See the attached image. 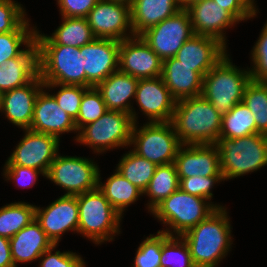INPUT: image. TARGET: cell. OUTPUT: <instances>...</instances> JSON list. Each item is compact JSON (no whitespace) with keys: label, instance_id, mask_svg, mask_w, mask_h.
Here are the masks:
<instances>
[{"label":"cell","instance_id":"45","mask_svg":"<svg viewBox=\"0 0 267 267\" xmlns=\"http://www.w3.org/2000/svg\"><path fill=\"white\" fill-rule=\"evenodd\" d=\"M227 10L238 22L257 16V10L248 0H213Z\"/></svg>","mask_w":267,"mask_h":267},{"label":"cell","instance_id":"32","mask_svg":"<svg viewBox=\"0 0 267 267\" xmlns=\"http://www.w3.org/2000/svg\"><path fill=\"white\" fill-rule=\"evenodd\" d=\"M33 204L14 202L0 208V236L10 239L35 219Z\"/></svg>","mask_w":267,"mask_h":267},{"label":"cell","instance_id":"46","mask_svg":"<svg viewBox=\"0 0 267 267\" xmlns=\"http://www.w3.org/2000/svg\"><path fill=\"white\" fill-rule=\"evenodd\" d=\"M99 0H57L62 17L86 18Z\"/></svg>","mask_w":267,"mask_h":267},{"label":"cell","instance_id":"40","mask_svg":"<svg viewBox=\"0 0 267 267\" xmlns=\"http://www.w3.org/2000/svg\"><path fill=\"white\" fill-rule=\"evenodd\" d=\"M253 67L249 69L251 79L257 82H267V21L260 36L251 50Z\"/></svg>","mask_w":267,"mask_h":267},{"label":"cell","instance_id":"44","mask_svg":"<svg viewBox=\"0 0 267 267\" xmlns=\"http://www.w3.org/2000/svg\"><path fill=\"white\" fill-rule=\"evenodd\" d=\"M3 175L6 180H13L17 182V186L31 187L36 184L38 175L41 173L42 176L46 177L42 171L38 169L22 167V166H4Z\"/></svg>","mask_w":267,"mask_h":267},{"label":"cell","instance_id":"20","mask_svg":"<svg viewBox=\"0 0 267 267\" xmlns=\"http://www.w3.org/2000/svg\"><path fill=\"white\" fill-rule=\"evenodd\" d=\"M196 35L218 40L226 47L225 29L239 23L227 10L213 0L194 3L186 9Z\"/></svg>","mask_w":267,"mask_h":267},{"label":"cell","instance_id":"24","mask_svg":"<svg viewBox=\"0 0 267 267\" xmlns=\"http://www.w3.org/2000/svg\"><path fill=\"white\" fill-rule=\"evenodd\" d=\"M39 74L38 48L35 40L18 56L0 65V91L21 87Z\"/></svg>","mask_w":267,"mask_h":267},{"label":"cell","instance_id":"49","mask_svg":"<svg viewBox=\"0 0 267 267\" xmlns=\"http://www.w3.org/2000/svg\"><path fill=\"white\" fill-rule=\"evenodd\" d=\"M255 8H257L256 7V4H255V2H254V0H248Z\"/></svg>","mask_w":267,"mask_h":267},{"label":"cell","instance_id":"23","mask_svg":"<svg viewBox=\"0 0 267 267\" xmlns=\"http://www.w3.org/2000/svg\"><path fill=\"white\" fill-rule=\"evenodd\" d=\"M138 81L139 79L118 70L95 87L100 92L108 110L131 114L135 124L138 123V116L132 108L133 105L131 106L130 99H135Z\"/></svg>","mask_w":267,"mask_h":267},{"label":"cell","instance_id":"12","mask_svg":"<svg viewBox=\"0 0 267 267\" xmlns=\"http://www.w3.org/2000/svg\"><path fill=\"white\" fill-rule=\"evenodd\" d=\"M194 34L188 11L181 9L139 36L162 60H165L175 57L177 51Z\"/></svg>","mask_w":267,"mask_h":267},{"label":"cell","instance_id":"1","mask_svg":"<svg viewBox=\"0 0 267 267\" xmlns=\"http://www.w3.org/2000/svg\"><path fill=\"white\" fill-rule=\"evenodd\" d=\"M226 208H217L198 225L185 232V240L196 267H217L231 249L230 218Z\"/></svg>","mask_w":267,"mask_h":267},{"label":"cell","instance_id":"15","mask_svg":"<svg viewBox=\"0 0 267 267\" xmlns=\"http://www.w3.org/2000/svg\"><path fill=\"white\" fill-rule=\"evenodd\" d=\"M163 60L140 37L120 41L118 70L137 79L160 77Z\"/></svg>","mask_w":267,"mask_h":267},{"label":"cell","instance_id":"4","mask_svg":"<svg viewBox=\"0 0 267 267\" xmlns=\"http://www.w3.org/2000/svg\"><path fill=\"white\" fill-rule=\"evenodd\" d=\"M220 168L224 181L252 173L267 165V135L256 133L241 138L219 137Z\"/></svg>","mask_w":267,"mask_h":267},{"label":"cell","instance_id":"36","mask_svg":"<svg viewBox=\"0 0 267 267\" xmlns=\"http://www.w3.org/2000/svg\"><path fill=\"white\" fill-rule=\"evenodd\" d=\"M160 267H196L189 248L181 236L162 233Z\"/></svg>","mask_w":267,"mask_h":267},{"label":"cell","instance_id":"31","mask_svg":"<svg viewBox=\"0 0 267 267\" xmlns=\"http://www.w3.org/2000/svg\"><path fill=\"white\" fill-rule=\"evenodd\" d=\"M128 152L122 156L116 170L130 183L144 192L154 175L157 165L140 157L132 150Z\"/></svg>","mask_w":267,"mask_h":267},{"label":"cell","instance_id":"25","mask_svg":"<svg viewBox=\"0 0 267 267\" xmlns=\"http://www.w3.org/2000/svg\"><path fill=\"white\" fill-rule=\"evenodd\" d=\"M14 266L33 262L54 244L47 237L39 222L34 219L9 239Z\"/></svg>","mask_w":267,"mask_h":267},{"label":"cell","instance_id":"39","mask_svg":"<svg viewBox=\"0 0 267 267\" xmlns=\"http://www.w3.org/2000/svg\"><path fill=\"white\" fill-rule=\"evenodd\" d=\"M162 255V232L150 234L144 239L135 255L134 267H160V258Z\"/></svg>","mask_w":267,"mask_h":267},{"label":"cell","instance_id":"29","mask_svg":"<svg viewBox=\"0 0 267 267\" xmlns=\"http://www.w3.org/2000/svg\"><path fill=\"white\" fill-rule=\"evenodd\" d=\"M98 176V189L104 194L112 207L122 216L123 212L132 203L143 195V192L130 183L117 170L103 184Z\"/></svg>","mask_w":267,"mask_h":267},{"label":"cell","instance_id":"30","mask_svg":"<svg viewBox=\"0 0 267 267\" xmlns=\"http://www.w3.org/2000/svg\"><path fill=\"white\" fill-rule=\"evenodd\" d=\"M179 186L180 181L174 162L158 165L148 187L143 192V195L150 198L147 209L151 212L165 198L177 191Z\"/></svg>","mask_w":267,"mask_h":267},{"label":"cell","instance_id":"2","mask_svg":"<svg viewBox=\"0 0 267 267\" xmlns=\"http://www.w3.org/2000/svg\"><path fill=\"white\" fill-rule=\"evenodd\" d=\"M171 123L181 144H216L222 116L200 95L176 101Z\"/></svg>","mask_w":267,"mask_h":267},{"label":"cell","instance_id":"37","mask_svg":"<svg viewBox=\"0 0 267 267\" xmlns=\"http://www.w3.org/2000/svg\"><path fill=\"white\" fill-rule=\"evenodd\" d=\"M107 110V106L103 101L100 92L96 87H89L83 94L78 117L75 120L77 131L83 126L96 121Z\"/></svg>","mask_w":267,"mask_h":267},{"label":"cell","instance_id":"5","mask_svg":"<svg viewBox=\"0 0 267 267\" xmlns=\"http://www.w3.org/2000/svg\"><path fill=\"white\" fill-rule=\"evenodd\" d=\"M217 208H223V206L190 195L179 188L158 204L151 213L159 221H162L166 228L169 225L170 229L167 228L160 232L170 236H174V234L175 236H181L206 219Z\"/></svg>","mask_w":267,"mask_h":267},{"label":"cell","instance_id":"34","mask_svg":"<svg viewBox=\"0 0 267 267\" xmlns=\"http://www.w3.org/2000/svg\"><path fill=\"white\" fill-rule=\"evenodd\" d=\"M242 102L249 108L256 123V133L267 135V82L251 80Z\"/></svg>","mask_w":267,"mask_h":267},{"label":"cell","instance_id":"7","mask_svg":"<svg viewBox=\"0 0 267 267\" xmlns=\"http://www.w3.org/2000/svg\"><path fill=\"white\" fill-rule=\"evenodd\" d=\"M39 76L43 83L81 85L86 75L79 47L37 44Z\"/></svg>","mask_w":267,"mask_h":267},{"label":"cell","instance_id":"47","mask_svg":"<svg viewBox=\"0 0 267 267\" xmlns=\"http://www.w3.org/2000/svg\"><path fill=\"white\" fill-rule=\"evenodd\" d=\"M0 267H15L11 256L10 241L2 236H0Z\"/></svg>","mask_w":267,"mask_h":267},{"label":"cell","instance_id":"8","mask_svg":"<svg viewBox=\"0 0 267 267\" xmlns=\"http://www.w3.org/2000/svg\"><path fill=\"white\" fill-rule=\"evenodd\" d=\"M133 125L131 114L107 110L96 121L83 126L75 140L99 154L116 147H130Z\"/></svg>","mask_w":267,"mask_h":267},{"label":"cell","instance_id":"17","mask_svg":"<svg viewBox=\"0 0 267 267\" xmlns=\"http://www.w3.org/2000/svg\"><path fill=\"white\" fill-rule=\"evenodd\" d=\"M179 181L187 177L222 176L216 144H182L174 160Z\"/></svg>","mask_w":267,"mask_h":267},{"label":"cell","instance_id":"14","mask_svg":"<svg viewBox=\"0 0 267 267\" xmlns=\"http://www.w3.org/2000/svg\"><path fill=\"white\" fill-rule=\"evenodd\" d=\"M119 47V41L102 38L80 47L87 88L95 87L118 71Z\"/></svg>","mask_w":267,"mask_h":267},{"label":"cell","instance_id":"18","mask_svg":"<svg viewBox=\"0 0 267 267\" xmlns=\"http://www.w3.org/2000/svg\"><path fill=\"white\" fill-rule=\"evenodd\" d=\"M135 101L149 123L171 122L176 100L164 84L162 77L139 79Z\"/></svg>","mask_w":267,"mask_h":267},{"label":"cell","instance_id":"22","mask_svg":"<svg viewBox=\"0 0 267 267\" xmlns=\"http://www.w3.org/2000/svg\"><path fill=\"white\" fill-rule=\"evenodd\" d=\"M42 89L35 101L34 114L30 130L50 134L60 140V135L67 132H78L75 120L56 102L49 91Z\"/></svg>","mask_w":267,"mask_h":267},{"label":"cell","instance_id":"26","mask_svg":"<svg viewBox=\"0 0 267 267\" xmlns=\"http://www.w3.org/2000/svg\"><path fill=\"white\" fill-rule=\"evenodd\" d=\"M181 9L180 0H131V27L134 35L139 36Z\"/></svg>","mask_w":267,"mask_h":267},{"label":"cell","instance_id":"9","mask_svg":"<svg viewBox=\"0 0 267 267\" xmlns=\"http://www.w3.org/2000/svg\"><path fill=\"white\" fill-rule=\"evenodd\" d=\"M137 126L133 125L131 133L133 152L157 166L174 162L182 144L171 122H147L139 129Z\"/></svg>","mask_w":267,"mask_h":267},{"label":"cell","instance_id":"13","mask_svg":"<svg viewBox=\"0 0 267 267\" xmlns=\"http://www.w3.org/2000/svg\"><path fill=\"white\" fill-rule=\"evenodd\" d=\"M25 135L9 156L4 166L38 169L46 176L59 153L60 140L50 134L23 129Z\"/></svg>","mask_w":267,"mask_h":267},{"label":"cell","instance_id":"21","mask_svg":"<svg viewBox=\"0 0 267 267\" xmlns=\"http://www.w3.org/2000/svg\"><path fill=\"white\" fill-rule=\"evenodd\" d=\"M42 89H44V83L38 74L29 83L4 92L0 111L15 126L30 129L35 101Z\"/></svg>","mask_w":267,"mask_h":267},{"label":"cell","instance_id":"35","mask_svg":"<svg viewBox=\"0 0 267 267\" xmlns=\"http://www.w3.org/2000/svg\"><path fill=\"white\" fill-rule=\"evenodd\" d=\"M27 18L15 31L0 34V65L11 58L18 57L35 40L36 26L30 27Z\"/></svg>","mask_w":267,"mask_h":267},{"label":"cell","instance_id":"43","mask_svg":"<svg viewBox=\"0 0 267 267\" xmlns=\"http://www.w3.org/2000/svg\"><path fill=\"white\" fill-rule=\"evenodd\" d=\"M56 246L57 244H54L39 257L40 267H86L80 255L71 251H55ZM53 251L55 253H52Z\"/></svg>","mask_w":267,"mask_h":267},{"label":"cell","instance_id":"16","mask_svg":"<svg viewBox=\"0 0 267 267\" xmlns=\"http://www.w3.org/2000/svg\"><path fill=\"white\" fill-rule=\"evenodd\" d=\"M35 219L52 243L58 245L66 231L78 232L79 208L77 196L62 195L45 209L36 206Z\"/></svg>","mask_w":267,"mask_h":267},{"label":"cell","instance_id":"42","mask_svg":"<svg viewBox=\"0 0 267 267\" xmlns=\"http://www.w3.org/2000/svg\"><path fill=\"white\" fill-rule=\"evenodd\" d=\"M223 180V176L187 177L180 180L179 188L190 195H195L210 201L213 198L211 189L216 183Z\"/></svg>","mask_w":267,"mask_h":267},{"label":"cell","instance_id":"27","mask_svg":"<svg viewBox=\"0 0 267 267\" xmlns=\"http://www.w3.org/2000/svg\"><path fill=\"white\" fill-rule=\"evenodd\" d=\"M226 48L212 37L194 34L177 51L175 58L189 67H214L227 54Z\"/></svg>","mask_w":267,"mask_h":267},{"label":"cell","instance_id":"6","mask_svg":"<svg viewBox=\"0 0 267 267\" xmlns=\"http://www.w3.org/2000/svg\"><path fill=\"white\" fill-rule=\"evenodd\" d=\"M77 196L79 208L78 233L95 244L114 240L120 234L122 217L97 188Z\"/></svg>","mask_w":267,"mask_h":267},{"label":"cell","instance_id":"28","mask_svg":"<svg viewBox=\"0 0 267 267\" xmlns=\"http://www.w3.org/2000/svg\"><path fill=\"white\" fill-rule=\"evenodd\" d=\"M62 20V24L51 36L40 34L36 29V44H59L80 48L95 39L86 18L62 17Z\"/></svg>","mask_w":267,"mask_h":267},{"label":"cell","instance_id":"11","mask_svg":"<svg viewBox=\"0 0 267 267\" xmlns=\"http://www.w3.org/2000/svg\"><path fill=\"white\" fill-rule=\"evenodd\" d=\"M86 19L95 38L113 39L120 42L135 36L131 27L130 2L128 1L99 0Z\"/></svg>","mask_w":267,"mask_h":267},{"label":"cell","instance_id":"38","mask_svg":"<svg viewBox=\"0 0 267 267\" xmlns=\"http://www.w3.org/2000/svg\"><path fill=\"white\" fill-rule=\"evenodd\" d=\"M56 87H60V89L54 95L52 94V96L55 98L57 104L76 120L83 94L88 88L81 85L44 83V88L46 89Z\"/></svg>","mask_w":267,"mask_h":267},{"label":"cell","instance_id":"33","mask_svg":"<svg viewBox=\"0 0 267 267\" xmlns=\"http://www.w3.org/2000/svg\"><path fill=\"white\" fill-rule=\"evenodd\" d=\"M251 134H256L254 116L244 102H239L222 116L219 137L235 139Z\"/></svg>","mask_w":267,"mask_h":267},{"label":"cell","instance_id":"19","mask_svg":"<svg viewBox=\"0 0 267 267\" xmlns=\"http://www.w3.org/2000/svg\"><path fill=\"white\" fill-rule=\"evenodd\" d=\"M213 67H189L175 57L163 60L162 79L172 97L178 101L200 96L204 75Z\"/></svg>","mask_w":267,"mask_h":267},{"label":"cell","instance_id":"41","mask_svg":"<svg viewBox=\"0 0 267 267\" xmlns=\"http://www.w3.org/2000/svg\"><path fill=\"white\" fill-rule=\"evenodd\" d=\"M14 0H0V34L15 31L27 18L26 12Z\"/></svg>","mask_w":267,"mask_h":267},{"label":"cell","instance_id":"3","mask_svg":"<svg viewBox=\"0 0 267 267\" xmlns=\"http://www.w3.org/2000/svg\"><path fill=\"white\" fill-rule=\"evenodd\" d=\"M229 54L210 69L203 77L201 95L209 101L221 116L226 115L236 104L242 102L245 88L250 83L248 68L233 65Z\"/></svg>","mask_w":267,"mask_h":267},{"label":"cell","instance_id":"48","mask_svg":"<svg viewBox=\"0 0 267 267\" xmlns=\"http://www.w3.org/2000/svg\"><path fill=\"white\" fill-rule=\"evenodd\" d=\"M199 1H203V0H180V5L182 9H187L189 6Z\"/></svg>","mask_w":267,"mask_h":267},{"label":"cell","instance_id":"50","mask_svg":"<svg viewBox=\"0 0 267 267\" xmlns=\"http://www.w3.org/2000/svg\"><path fill=\"white\" fill-rule=\"evenodd\" d=\"M2 96H3V93L0 91V108H1V103H2Z\"/></svg>","mask_w":267,"mask_h":267},{"label":"cell","instance_id":"10","mask_svg":"<svg viewBox=\"0 0 267 267\" xmlns=\"http://www.w3.org/2000/svg\"><path fill=\"white\" fill-rule=\"evenodd\" d=\"M99 168L85 157L56 155L46 178L65 189L64 195L76 196L98 188Z\"/></svg>","mask_w":267,"mask_h":267}]
</instances>
